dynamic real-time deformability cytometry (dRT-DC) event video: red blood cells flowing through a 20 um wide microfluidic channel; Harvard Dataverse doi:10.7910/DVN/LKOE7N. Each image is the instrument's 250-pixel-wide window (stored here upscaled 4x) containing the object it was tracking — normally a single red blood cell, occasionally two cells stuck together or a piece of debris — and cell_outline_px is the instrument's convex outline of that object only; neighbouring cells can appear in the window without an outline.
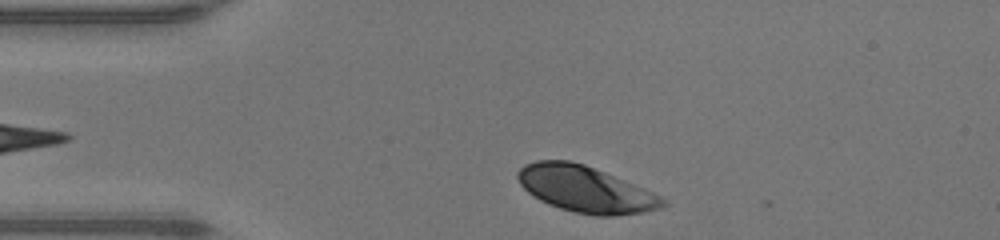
{"species": "human", "species_latin": "Homo sapiens", "temperature_condition": "warm", "stored_images_in_passage": 33, "camera_frame_rate_fps": 3000, "um_per_image_px": 0.085, "donor": {"sex": "male"}, "frame": {"image": 1, "passage_image": 2, "time_ms": 0.333, "image_size_px": [1000, 240], "cell_outline_px": [[668, 204], [664, 208], [644, 212], [612, 216], [596, 216], [576, 212], [560, 208], [548, 204], [540, 200], [528, 192], [520, 184], [516, 176], [516, 172], [524, 164], [536, 160], [568, 160], [584, 164], [604, 172], [652, 192], [660, 196]], "centroid_in_image_um": [49.74, 16.08], "position_along_channel_um": 35.3, "area_um2": 38.9}}
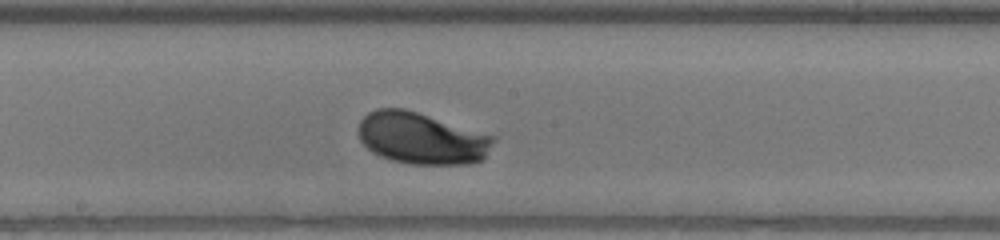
{"frame": {"image": 2, "passage_image": 17, "time_ms": 5.333, "image_size_px": [1000, 240], "cell_outline_px": [[496, 140], [484, 160], [468, 164], [408, 164], [392, 160], [380, 156], [372, 152], [360, 140], [360, 120], [368, 112], [376, 108], [404, 108], [496, 136]], "centroid_in_image_um": [35.88, 11.76], "position_along_channel_um": 212.3, "area_um2": 40.81}}
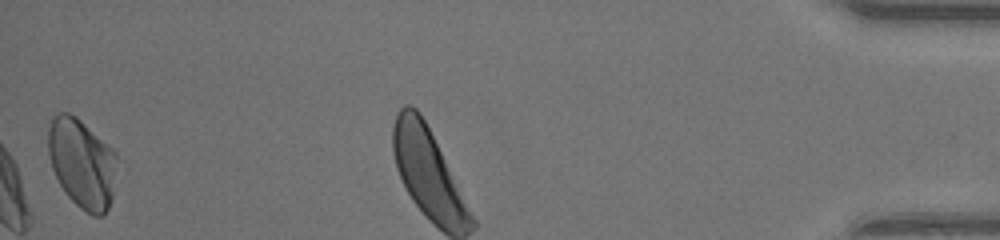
{"frame": {"image": 3, "passage_image": 33, "time_ms": 10.667, "image_size_px": [1000, 240], "cell_outline_px": [[116, 156], [112, 196], [108, 208], [104, 216], [92, 216], [80, 208], [64, 192], [52, 168], [48, 152], [48, 124], [52, 116], [56, 112], [68, 112], [76, 116], [112, 148], [116, 152]], "centroid_in_image_um": [6.93, 13.86], "position_along_channel_um": 428.3, "area_um2": 35.78}, "authors_computed_cell_mechanics": {"area_um2": 39.4196, "velocity_mm_per_s": 4.2897, "shape_relaxation_time_tau1_ms": 1.4113, "shape_relaxation_time_tau2_ms": null, "deformation_change_tau1": 0.1126, "deformation_change_tau2": null}}